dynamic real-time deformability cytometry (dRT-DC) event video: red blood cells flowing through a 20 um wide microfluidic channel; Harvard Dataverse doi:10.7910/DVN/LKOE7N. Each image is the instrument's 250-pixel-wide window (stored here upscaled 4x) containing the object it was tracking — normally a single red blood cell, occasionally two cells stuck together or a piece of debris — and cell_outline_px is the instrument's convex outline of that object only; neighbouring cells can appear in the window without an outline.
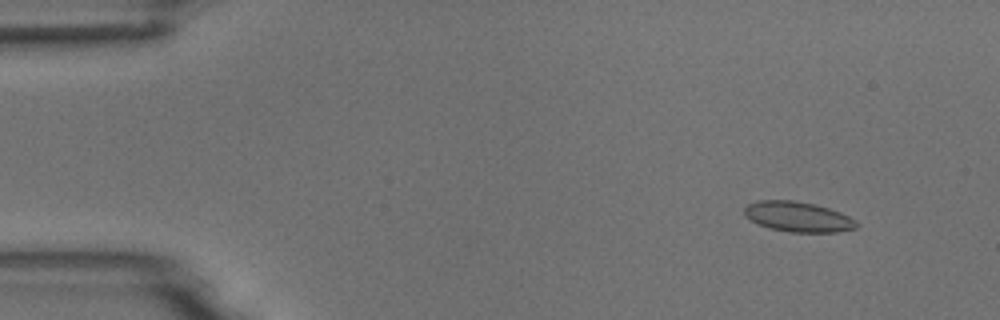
{"species": "common noctule bat (a hibernating species)", "species_latin": "Nyctalus noctula", "temperature_condition": "room temperature", "stored_images_in_passage": 4, "camera_frame_rate_fps": 3000, "um_per_image_px": 0.085, "animal": {"sex": "male", "body_mass_g": 18.8}, "frame": {"image": 1, "passage_image": 2, "time_ms": 1.333, "image_size_px": [1000, 320], "cell_outline_px": [[860, 224], [856, 228], [836, 232], [788, 232], [768, 228], [744, 216], [744, 208], [748, 204], [756, 200], [796, 200], [828, 208], [840, 212], [856, 220]], "centroid_in_image_um": [67.83, 18.42], "position_along_channel_um": 17.2, "area_um2": 19.77}}